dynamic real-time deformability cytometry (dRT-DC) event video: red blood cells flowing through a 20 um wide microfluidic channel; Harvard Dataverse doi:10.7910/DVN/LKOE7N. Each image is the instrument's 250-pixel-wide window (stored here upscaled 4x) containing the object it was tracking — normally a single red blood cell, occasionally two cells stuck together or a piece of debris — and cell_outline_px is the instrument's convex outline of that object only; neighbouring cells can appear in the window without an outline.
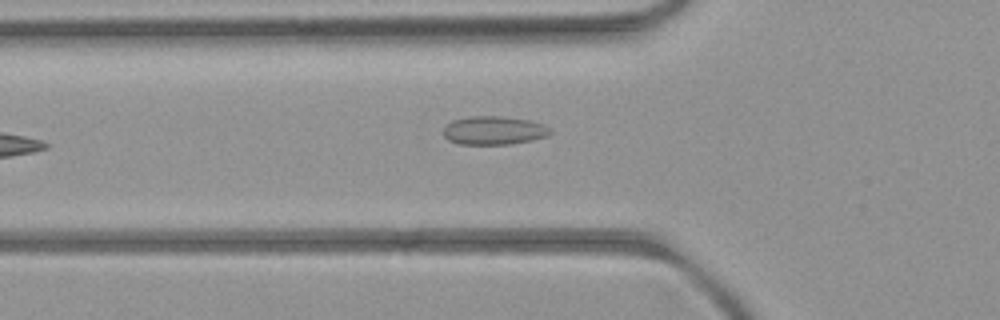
{"species": "common noctule bat (a hibernating species)", "species_latin": "Nyctalus noctula", "temperature_condition": "room temperature", "stored_images_in_passage": 6, "camera_frame_rate_fps": 3000, "um_per_image_px": 0.085, "animal": {"sex": "female", "body_mass_g": 21.9}, "frame": {"image": 1, "passage_image": 6, "time_ms": 5.667, "image_size_px": [1000, 320], "cell_outline_px": [[552, 132], [544, 136], [532, 140], [512, 144], [460, 144], [448, 140], [444, 136], [444, 128], [452, 120], [472, 116], [500, 116], [528, 120], [544, 124]], "centroid_in_image_um": [41.96, 11.09], "position_along_channel_um": 83.8, "area_um2": 17.57}}